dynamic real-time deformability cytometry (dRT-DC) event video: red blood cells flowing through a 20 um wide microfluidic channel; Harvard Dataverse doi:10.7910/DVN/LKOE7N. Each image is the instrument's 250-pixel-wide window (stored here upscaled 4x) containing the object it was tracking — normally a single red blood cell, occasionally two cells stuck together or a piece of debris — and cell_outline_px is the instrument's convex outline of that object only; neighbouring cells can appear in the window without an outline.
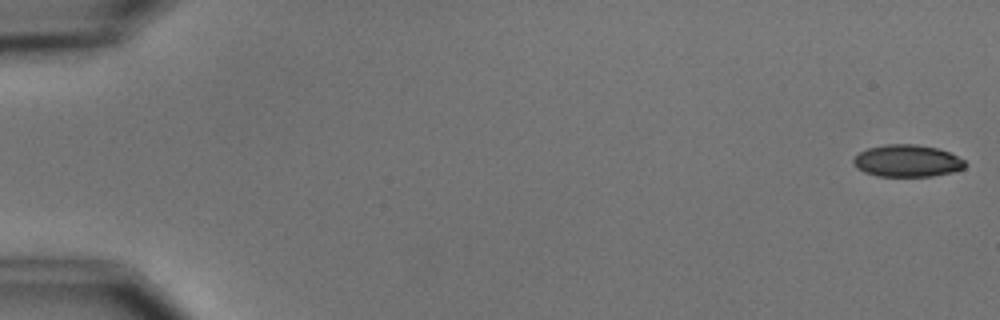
{"species": "common noctule bat (a hibernating species)", "species_latin": "Nyctalus noctula", "temperature_condition": "cold", "stored_images_in_passage": 10, "camera_frame_rate_fps": 3000, "um_per_image_px": 0.085, "animal": {"sex": "male", "body_mass_g": 15.6}, "frame": {"image": 1, "passage_image": 1, "time_ms": 0.0, "image_size_px": [1000, 320], "cell_outline_px": [[964, 168], [952, 172], [932, 176], [876, 176], [864, 172], [856, 168], [852, 164], [852, 160], [860, 152], [868, 148], [884, 144], [916, 144], [936, 148], [948, 152], [964, 160]], "centroid_in_image_um": [77.06, 13.67], "position_along_channel_um": 7.9, "area_um2": 20.81}}
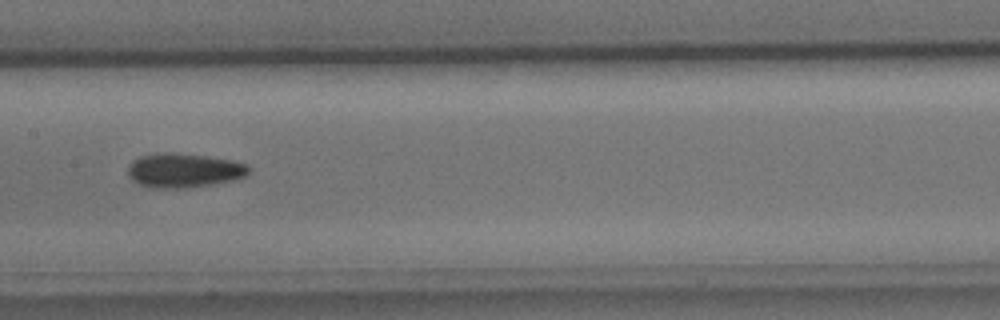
{"frame": {"image": 2, "passage_image": 8, "time_ms": 9.0, "image_size_px": [1000, 320], "cell_outline_px": [[252, 168], [244, 176], [232, 180], [212, 184], [180, 188], [148, 188], [132, 180], [128, 176], [128, 164], [132, 160], [140, 156], [156, 152], [172, 152], [204, 156], [232, 160], [248, 164]], "centroid_in_image_um": [15.58, 14.47], "position_along_channel_um": 191.8, "area_um2": 24.28}}
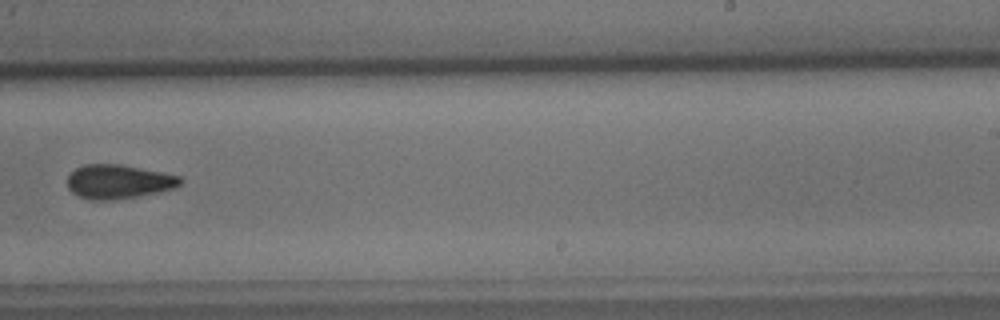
{"frame": {"image": 3, "passage_image": 10, "time_ms": 11.333, "image_size_px": [1000, 320], "cell_outline_px": [[184, 180], [176, 188], [160, 192], [136, 196], [108, 200], [88, 200], [72, 192], [68, 188], [68, 172], [84, 164], [120, 164], [180, 176]], "centroid_in_image_um": [10.06, 15.44], "position_along_channel_um": 278.9, "area_um2": 22.43}}